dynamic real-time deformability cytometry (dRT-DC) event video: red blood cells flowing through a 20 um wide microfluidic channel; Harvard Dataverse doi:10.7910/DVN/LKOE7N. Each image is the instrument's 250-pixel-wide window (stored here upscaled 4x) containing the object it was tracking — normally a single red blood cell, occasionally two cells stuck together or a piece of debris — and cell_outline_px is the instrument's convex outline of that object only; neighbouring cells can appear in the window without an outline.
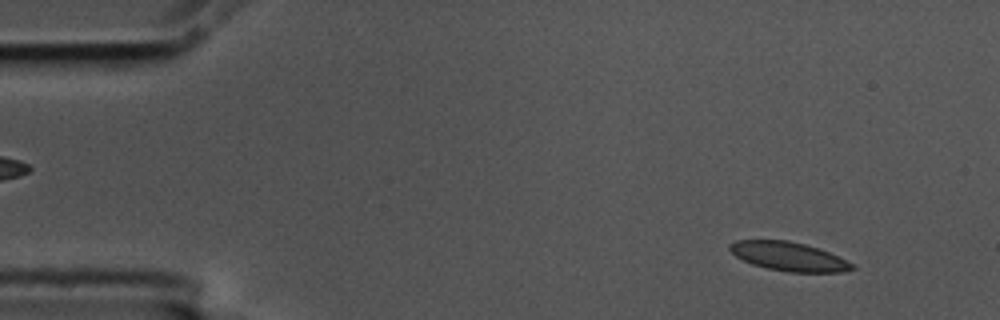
{"species": "common noctule bat (a hibernating species)", "species_latin": "Nyctalus noctula", "temperature_condition": "cold", "stored_images_in_passage": 56, "camera_frame_rate_fps": 3000, "um_per_image_px": 0.085, "animal": {"sex": "male", "body_mass_g": 17.5, "forearm_length_mm": 52.3}, "frame": {"image": 1, "passage_image": 5, "time_ms": 1.333, "image_size_px": [1000, 320], "cell_outline_px": [[856, 268], [840, 272], [788, 272], [768, 268], [752, 264], [736, 256], [728, 248], [728, 244], [736, 240], [788, 240], [804, 244], [828, 252], [852, 264]], "centroid_in_image_um": [66.99, 21.79], "position_along_channel_um": 18.0, "area_um2": 20.23}}
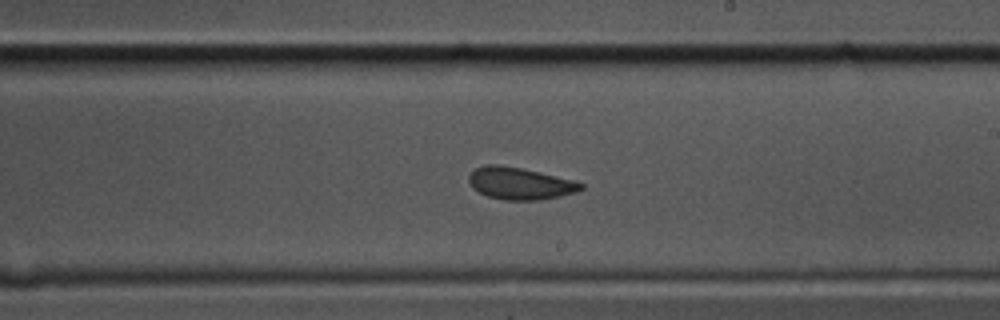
{"frame": {"image": 2, "passage_image": 32, "time_ms": 10.333, "image_size_px": [1000, 320], "cell_outline_px": [[584, 188], [576, 192], [560, 196], [540, 200], [504, 200], [488, 196], [472, 188], [468, 180], [468, 176], [476, 168], [488, 164], [500, 164], [540, 172], [572, 180], [584, 184]], "centroid_in_image_um": [44.18, 15.59], "position_along_channel_um": 244.8, "area_um2": 20.87}}
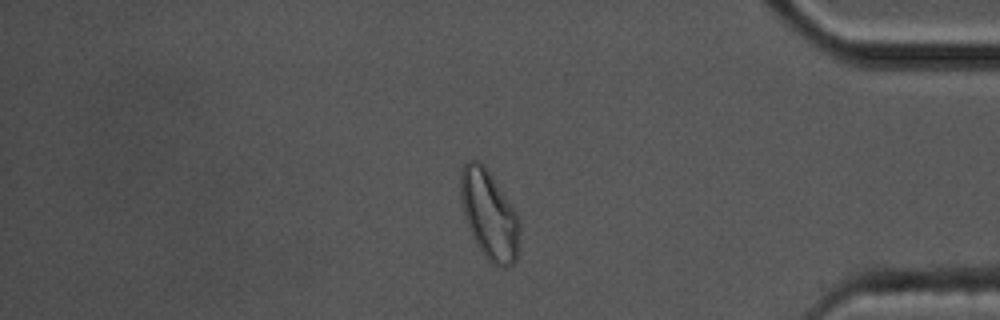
{"frame": {"image": 3, "passage_image": 47, "time_ms": 15.333, "image_size_px": [1000, 320], "cell_outline_px": [[520, 232], [516, 260], [508, 268], [500, 268], [492, 264], [484, 256], [472, 236], [460, 200], [460, 168], [468, 160], [476, 160], [484, 164], [516, 212], [520, 220]], "centroid_in_image_um": [41.59, 18.27], "position_along_channel_um": 393.6, "area_um2": 30.69}, "authors_computed_cell_mechanics": {"area_um2": 21.2126, "velocity_mm_per_s": 3.5417, "shape_relaxation_time_tau1_ms": 5.5472, "shape_relaxation_time_tau2_ms": 1.8285, "deformation_change_tau1": 0.1259, "deformation_change_tau2": 0.0582}}